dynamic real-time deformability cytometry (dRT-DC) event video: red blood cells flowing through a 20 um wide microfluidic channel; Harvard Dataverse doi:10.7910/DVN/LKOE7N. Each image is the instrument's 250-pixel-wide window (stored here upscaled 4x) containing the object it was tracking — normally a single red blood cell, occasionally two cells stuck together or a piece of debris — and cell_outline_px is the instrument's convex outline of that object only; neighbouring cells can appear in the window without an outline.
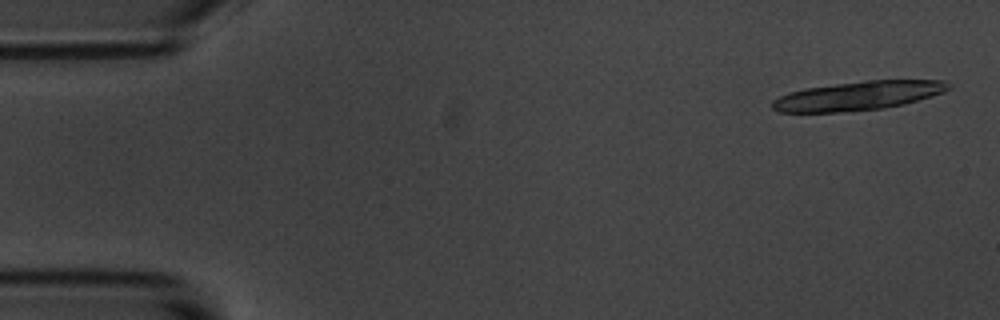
{"species": "common noctule bat (a hibernating species)", "species_latin": "Nyctalus noctula", "temperature_condition": "room temperature", "stored_images_in_passage": 16, "camera_frame_rate_fps": 3000, "um_per_image_px": 0.085, "animal": {"sex": "male", "body_mass_g": 20.1, "forearm_length_mm": 53.5}, "frame": {"image": 1, "passage_image": 1, "time_ms": 0.0, "image_size_px": [1000, 320], "cell_outline_px": [[952, 88], [944, 92], [932, 96], [904, 104], [884, 108], [836, 112], [780, 112], [772, 108], [772, 100], [788, 92], [804, 88], [864, 80], [948, 80]], "centroid_in_image_um": [72.97, 8.13], "position_along_channel_um": 12.0, "area_um2": 29.82}}
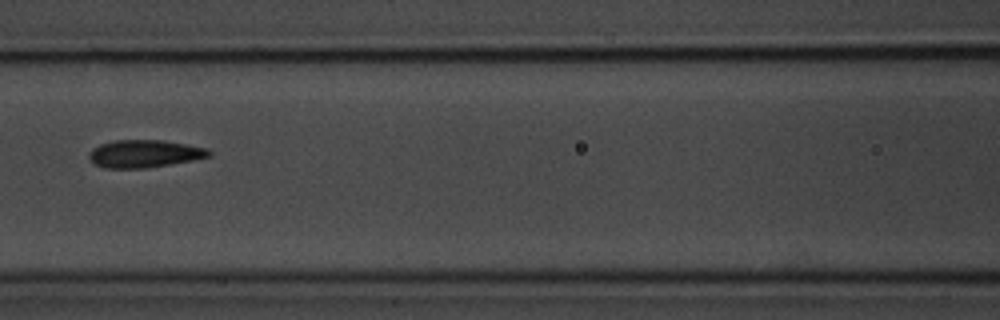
{"frame": {"image": 2, "passage_image": 7, "time_ms": 7.667, "image_size_px": [1000, 320], "cell_outline_px": [[212, 156], [192, 160], [144, 168], [104, 168], [96, 164], [88, 156], [88, 152], [92, 148], [100, 144], [112, 140], [160, 140], [208, 148], [212, 152]], "centroid_in_image_um": [12.26, 13.06], "position_along_channel_um": 154.3, "area_um2": 19.19}}
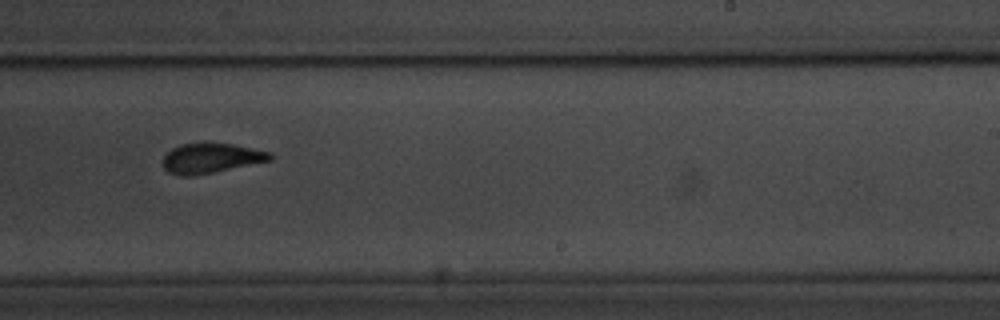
{"frame": {"image": 3, "passage_image": 10, "time_ms": 11.0, "image_size_px": [1000, 320], "cell_outline_px": [[272, 160], [192, 176], [180, 176], [168, 172], [164, 168], [164, 156], [172, 148], [180, 144], [200, 140], [204, 140], [232, 144], [272, 152]], "centroid_in_image_um": [17.91, 13.4], "position_along_channel_um": 271.1, "area_um2": 19.07}, "authors_computed_cell_mechanics": {"area_um2": 19.1896, "velocity_mm_per_s": 3.5244, "shape_relaxation_time_tau1_ms": 4.1212, "shape_relaxation_time_tau2_ms": 0.9708, "deformation_change_tau1": 0.1579, "deformation_change_tau2": 0.0738}}